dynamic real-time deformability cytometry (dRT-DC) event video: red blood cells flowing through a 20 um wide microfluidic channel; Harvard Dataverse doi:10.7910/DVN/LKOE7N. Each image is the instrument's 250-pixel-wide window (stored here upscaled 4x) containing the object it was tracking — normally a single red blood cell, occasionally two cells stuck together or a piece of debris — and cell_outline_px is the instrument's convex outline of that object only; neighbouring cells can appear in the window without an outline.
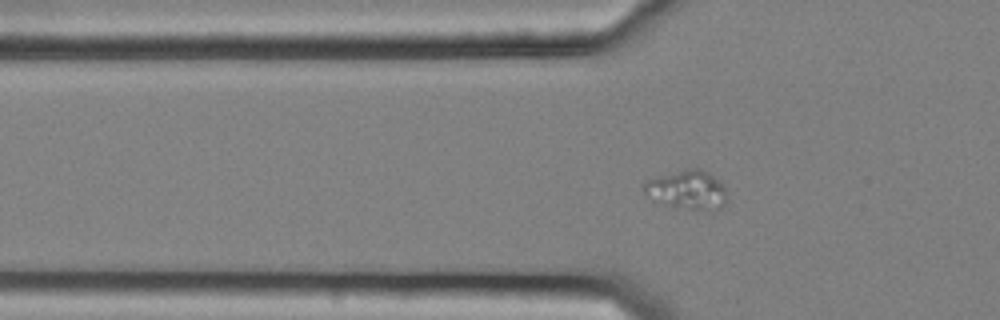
{"species": "common noctule bat (a hibernating species)", "species_latin": "Nyctalus noctula", "temperature_condition": "cold", "stored_images_in_passage": 41, "camera_frame_rate_fps": 3000, "um_per_image_px": 0.085, "animal": {"sex": "female", "body_mass_g": 25.1}, "frame": {"image": 1, "passage_image": 2, "time_ms": 0.333, "image_size_px": [1000, 320], "cell_outline_px": [[728, 200], [720, 208], [712, 212], [656, 204], [644, 192], [644, 180], [684, 168], [700, 168], [712, 176], [724, 188], [728, 196]], "centroid_in_image_um": [58.38, 16.16], "position_along_channel_um": 67.4, "area_um2": 19.31}}
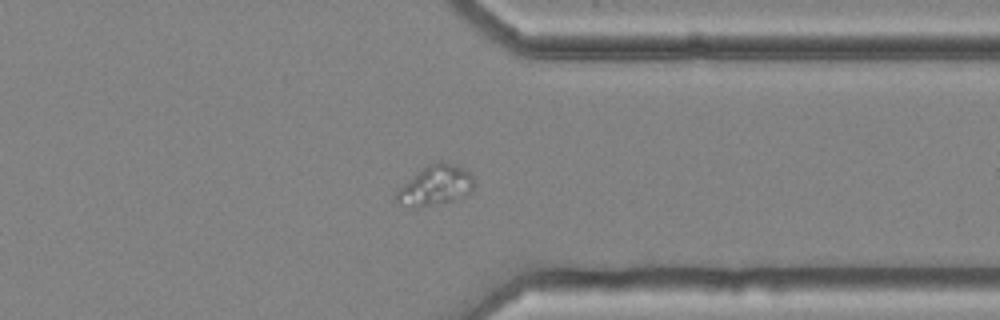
{"frame": {"image": 2, "passage_image": 28, "time_ms": 9.0, "image_size_px": [1000, 320], "cell_outline_px": [[476, 184], [472, 192], [468, 196], [452, 200], [416, 208], [396, 200], [396, 192], [404, 184], [428, 164], [440, 160], [456, 164], [464, 168], [472, 176]], "centroid_in_image_um": [37.1, 15.73], "position_along_channel_um": 374.3, "area_um2": 17.92}}
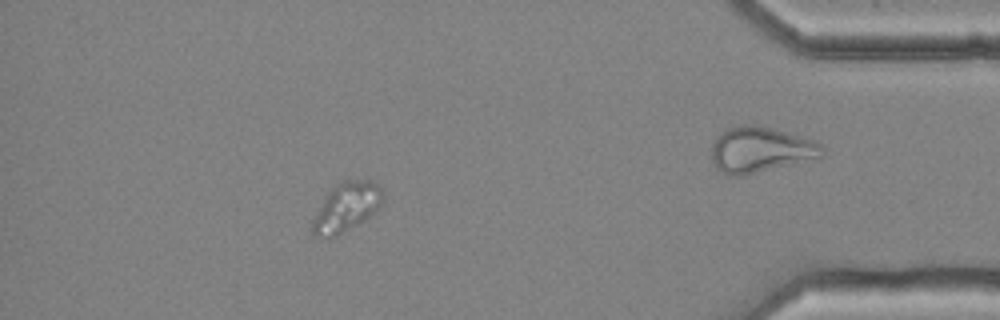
{"frame": {"image": 3, "passage_image": 34, "time_ms": 11.0, "image_size_px": [1000, 320], "cell_outline_px": [[384, 196], [376, 212], [364, 220], [336, 236], [324, 236], [312, 232], [312, 224], [328, 192], [340, 180], [372, 180], [380, 188]], "centroid_in_image_um": [29.5, 17.56], "position_along_channel_um": 405.7, "area_um2": 19.42}}